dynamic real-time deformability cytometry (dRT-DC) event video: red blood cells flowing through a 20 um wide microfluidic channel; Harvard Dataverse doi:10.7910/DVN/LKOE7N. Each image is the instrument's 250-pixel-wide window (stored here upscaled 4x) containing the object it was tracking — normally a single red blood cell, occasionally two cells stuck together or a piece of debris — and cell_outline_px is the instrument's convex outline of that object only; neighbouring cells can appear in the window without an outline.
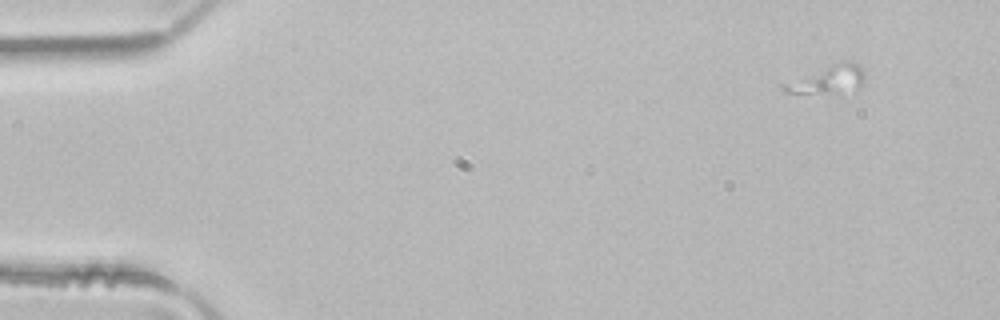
{"species": "common noctule bat (a hibernating species)", "species_latin": "Nyctalus noctula", "temperature_condition": "room temperature", "stored_images_in_passage": 3, "camera_frame_rate_fps": 3000, "um_per_image_px": 0.085, "animal": {"sex": "male", "body_mass_g": 21.5, "forearm_length_mm": 52.0}, "frame": {"image": 1, "passage_image": 1, "time_ms": 0.0, "image_size_px": [1000, 320], "cell_outline_px": [[864, 80], [856, 88], [824, 92], [784, 92], [784, 88], [840, 60], [848, 60], [856, 64], [864, 72]], "centroid_in_image_um": [70.59, 6.71], "position_along_channel_um": 14.4, "area_um2": 11.33}}